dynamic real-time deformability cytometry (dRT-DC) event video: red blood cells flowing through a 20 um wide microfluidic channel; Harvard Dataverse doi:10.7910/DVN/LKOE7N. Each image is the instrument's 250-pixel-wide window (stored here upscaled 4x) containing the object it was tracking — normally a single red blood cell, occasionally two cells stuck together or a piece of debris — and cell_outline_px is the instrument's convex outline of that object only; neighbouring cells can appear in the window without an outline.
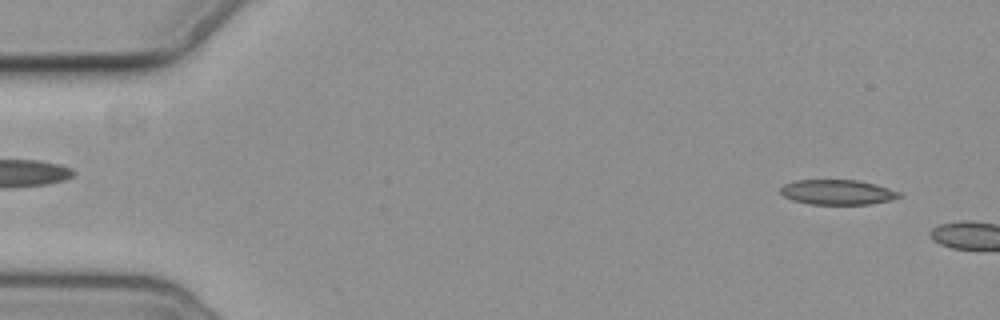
{"species": "common noctule bat (a hibernating species)", "species_latin": "Nyctalus noctula", "temperature_condition": "cold", "stored_images_in_passage": 6, "segment_of_instrument_passage": [2, 2], "camera_frame_rate_fps": 3000, "um_per_image_px": 0.085, "animal": {"sex": "female", "body_mass_g": 19.3, "forearm_length_mm": 54.1}, "frame": {"image": 1, "passage_image": 6, "time_ms": 6.667, "image_size_px": [1000, 320], "cell_outline_px": [[904, 196], [892, 200], [872, 204], [808, 204], [792, 200], [784, 196], [780, 192], [780, 188], [784, 184], [796, 180], [856, 180], [876, 184], [900, 192]], "centroid_in_image_um": [71.21, 16.34], "position_along_channel_um": 13.8, "area_um2": 17.4}}